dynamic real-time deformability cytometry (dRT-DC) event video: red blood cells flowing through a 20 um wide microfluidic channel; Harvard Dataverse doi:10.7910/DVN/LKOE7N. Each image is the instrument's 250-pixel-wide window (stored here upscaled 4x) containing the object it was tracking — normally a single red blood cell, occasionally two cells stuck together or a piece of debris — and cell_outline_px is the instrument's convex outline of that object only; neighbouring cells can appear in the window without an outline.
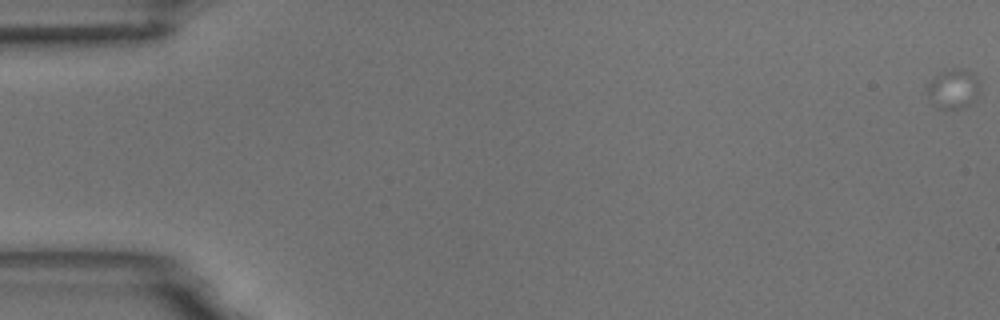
{"species": "common noctule bat (a hibernating species)", "species_latin": "Nyctalus noctula", "temperature_condition": "room temperature", "stored_images_in_passage": 5, "camera_frame_rate_fps": 3000, "um_per_image_px": 0.085, "animal": {"sex": "male", "body_mass_g": 18.8}, "frame": {"image": 1, "passage_image": 1, "time_ms": 0.0, "image_size_px": [1000, 320], "cell_outline_px": [[980, 92], [976, 100], [968, 104], [956, 108], [936, 108], [924, 88], [936, 76], [944, 72], [956, 68], [964, 68], [972, 72], [980, 80]], "centroid_in_image_um": [81.07, 7.54], "position_along_channel_um": 3.9, "area_um2": 12.14}}